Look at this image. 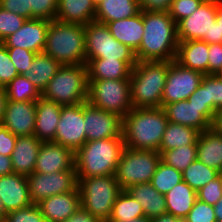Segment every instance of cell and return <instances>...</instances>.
<instances>
[{
  "instance_id": "cell-1",
  "label": "cell",
  "mask_w": 222,
  "mask_h": 222,
  "mask_svg": "<svg viewBox=\"0 0 222 222\" xmlns=\"http://www.w3.org/2000/svg\"><path fill=\"white\" fill-rule=\"evenodd\" d=\"M144 32L137 61H168L176 59L178 38L176 22L168 12L143 11Z\"/></svg>"
},
{
  "instance_id": "cell-2",
  "label": "cell",
  "mask_w": 222,
  "mask_h": 222,
  "mask_svg": "<svg viewBox=\"0 0 222 222\" xmlns=\"http://www.w3.org/2000/svg\"><path fill=\"white\" fill-rule=\"evenodd\" d=\"M168 119L161 108H132L122 118V137L130 149L158 151Z\"/></svg>"
},
{
  "instance_id": "cell-3",
  "label": "cell",
  "mask_w": 222,
  "mask_h": 222,
  "mask_svg": "<svg viewBox=\"0 0 222 222\" xmlns=\"http://www.w3.org/2000/svg\"><path fill=\"white\" fill-rule=\"evenodd\" d=\"M124 148L123 138L85 142L75 152L77 178L115 175Z\"/></svg>"
},
{
  "instance_id": "cell-4",
  "label": "cell",
  "mask_w": 222,
  "mask_h": 222,
  "mask_svg": "<svg viewBox=\"0 0 222 222\" xmlns=\"http://www.w3.org/2000/svg\"><path fill=\"white\" fill-rule=\"evenodd\" d=\"M43 53L61 65L86 64L85 26L50 20Z\"/></svg>"
},
{
  "instance_id": "cell-5",
  "label": "cell",
  "mask_w": 222,
  "mask_h": 222,
  "mask_svg": "<svg viewBox=\"0 0 222 222\" xmlns=\"http://www.w3.org/2000/svg\"><path fill=\"white\" fill-rule=\"evenodd\" d=\"M168 61H137L130 75L133 108H161Z\"/></svg>"
},
{
  "instance_id": "cell-6",
  "label": "cell",
  "mask_w": 222,
  "mask_h": 222,
  "mask_svg": "<svg viewBox=\"0 0 222 222\" xmlns=\"http://www.w3.org/2000/svg\"><path fill=\"white\" fill-rule=\"evenodd\" d=\"M41 97L62 106L86 102L88 97L86 64L62 65L41 92Z\"/></svg>"
},
{
  "instance_id": "cell-7",
  "label": "cell",
  "mask_w": 222,
  "mask_h": 222,
  "mask_svg": "<svg viewBox=\"0 0 222 222\" xmlns=\"http://www.w3.org/2000/svg\"><path fill=\"white\" fill-rule=\"evenodd\" d=\"M81 207L101 222H107L122 191L115 175L77 178Z\"/></svg>"
},
{
  "instance_id": "cell-8",
  "label": "cell",
  "mask_w": 222,
  "mask_h": 222,
  "mask_svg": "<svg viewBox=\"0 0 222 222\" xmlns=\"http://www.w3.org/2000/svg\"><path fill=\"white\" fill-rule=\"evenodd\" d=\"M160 161L158 151L125 147L115 173L121 189L125 190L135 184L150 183Z\"/></svg>"
},
{
  "instance_id": "cell-9",
  "label": "cell",
  "mask_w": 222,
  "mask_h": 222,
  "mask_svg": "<svg viewBox=\"0 0 222 222\" xmlns=\"http://www.w3.org/2000/svg\"><path fill=\"white\" fill-rule=\"evenodd\" d=\"M87 101L97 108L125 117L133 108L130 79L88 80Z\"/></svg>"
},
{
  "instance_id": "cell-10",
  "label": "cell",
  "mask_w": 222,
  "mask_h": 222,
  "mask_svg": "<svg viewBox=\"0 0 222 222\" xmlns=\"http://www.w3.org/2000/svg\"><path fill=\"white\" fill-rule=\"evenodd\" d=\"M85 42L86 63L96 58L137 61L135 52L116 40L106 24L92 21L85 25Z\"/></svg>"
},
{
  "instance_id": "cell-11",
  "label": "cell",
  "mask_w": 222,
  "mask_h": 222,
  "mask_svg": "<svg viewBox=\"0 0 222 222\" xmlns=\"http://www.w3.org/2000/svg\"><path fill=\"white\" fill-rule=\"evenodd\" d=\"M27 182L33 204H38L43 199L53 195L72 192L78 187L76 170L49 174L33 172L27 176Z\"/></svg>"
},
{
  "instance_id": "cell-12",
  "label": "cell",
  "mask_w": 222,
  "mask_h": 222,
  "mask_svg": "<svg viewBox=\"0 0 222 222\" xmlns=\"http://www.w3.org/2000/svg\"><path fill=\"white\" fill-rule=\"evenodd\" d=\"M204 74L184 67L176 60L168 62V74L162 93L161 107L186 100L198 88Z\"/></svg>"
},
{
  "instance_id": "cell-13",
  "label": "cell",
  "mask_w": 222,
  "mask_h": 222,
  "mask_svg": "<svg viewBox=\"0 0 222 222\" xmlns=\"http://www.w3.org/2000/svg\"><path fill=\"white\" fill-rule=\"evenodd\" d=\"M84 103L61 107L54 142L76 152L86 142Z\"/></svg>"
},
{
  "instance_id": "cell-14",
  "label": "cell",
  "mask_w": 222,
  "mask_h": 222,
  "mask_svg": "<svg viewBox=\"0 0 222 222\" xmlns=\"http://www.w3.org/2000/svg\"><path fill=\"white\" fill-rule=\"evenodd\" d=\"M86 142L122 137V117L84 102Z\"/></svg>"
},
{
  "instance_id": "cell-15",
  "label": "cell",
  "mask_w": 222,
  "mask_h": 222,
  "mask_svg": "<svg viewBox=\"0 0 222 222\" xmlns=\"http://www.w3.org/2000/svg\"><path fill=\"white\" fill-rule=\"evenodd\" d=\"M217 0H204L189 17L177 24L178 41L211 38L212 24L216 21Z\"/></svg>"
},
{
  "instance_id": "cell-16",
  "label": "cell",
  "mask_w": 222,
  "mask_h": 222,
  "mask_svg": "<svg viewBox=\"0 0 222 222\" xmlns=\"http://www.w3.org/2000/svg\"><path fill=\"white\" fill-rule=\"evenodd\" d=\"M165 110L168 121L192 127L200 133L211 128L214 112L209 107H196L187 99L166 104Z\"/></svg>"
},
{
  "instance_id": "cell-17",
  "label": "cell",
  "mask_w": 222,
  "mask_h": 222,
  "mask_svg": "<svg viewBox=\"0 0 222 222\" xmlns=\"http://www.w3.org/2000/svg\"><path fill=\"white\" fill-rule=\"evenodd\" d=\"M49 20L46 19H27L23 26L14 34L9 35L1 43L6 48H24L42 53L46 43Z\"/></svg>"
},
{
  "instance_id": "cell-18",
  "label": "cell",
  "mask_w": 222,
  "mask_h": 222,
  "mask_svg": "<svg viewBox=\"0 0 222 222\" xmlns=\"http://www.w3.org/2000/svg\"><path fill=\"white\" fill-rule=\"evenodd\" d=\"M67 170H76L75 152L53 141L42 142L34 172L49 174Z\"/></svg>"
},
{
  "instance_id": "cell-19",
  "label": "cell",
  "mask_w": 222,
  "mask_h": 222,
  "mask_svg": "<svg viewBox=\"0 0 222 222\" xmlns=\"http://www.w3.org/2000/svg\"><path fill=\"white\" fill-rule=\"evenodd\" d=\"M36 102L8 100L2 125L13 135L29 136L35 131Z\"/></svg>"
},
{
  "instance_id": "cell-20",
  "label": "cell",
  "mask_w": 222,
  "mask_h": 222,
  "mask_svg": "<svg viewBox=\"0 0 222 222\" xmlns=\"http://www.w3.org/2000/svg\"><path fill=\"white\" fill-rule=\"evenodd\" d=\"M0 198L7 212L31 204L27 176L12 173L0 176Z\"/></svg>"
},
{
  "instance_id": "cell-21",
  "label": "cell",
  "mask_w": 222,
  "mask_h": 222,
  "mask_svg": "<svg viewBox=\"0 0 222 222\" xmlns=\"http://www.w3.org/2000/svg\"><path fill=\"white\" fill-rule=\"evenodd\" d=\"M37 205L46 222H64L81 206L79 189L45 198Z\"/></svg>"
},
{
  "instance_id": "cell-22",
  "label": "cell",
  "mask_w": 222,
  "mask_h": 222,
  "mask_svg": "<svg viewBox=\"0 0 222 222\" xmlns=\"http://www.w3.org/2000/svg\"><path fill=\"white\" fill-rule=\"evenodd\" d=\"M62 105L40 97L36 101L34 134L42 142H54Z\"/></svg>"
},
{
  "instance_id": "cell-23",
  "label": "cell",
  "mask_w": 222,
  "mask_h": 222,
  "mask_svg": "<svg viewBox=\"0 0 222 222\" xmlns=\"http://www.w3.org/2000/svg\"><path fill=\"white\" fill-rule=\"evenodd\" d=\"M41 144L35 135L17 136L11 156L14 173L28 176L34 172Z\"/></svg>"
},
{
  "instance_id": "cell-24",
  "label": "cell",
  "mask_w": 222,
  "mask_h": 222,
  "mask_svg": "<svg viewBox=\"0 0 222 222\" xmlns=\"http://www.w3.org/2000/svg\"><path fill=\"white\" fill-rule=\"evenodd\" d=\"M137 61L117 59H90L87 63L88 80L130 79L131 71Z\"/></svg>"
},
{
  "instance_id": "cell-25",
  "label": "cell",
  "mask_w": 222,
  "mask_h": 222,
  "mask_svg": "<svg viewBox=\"0 0 222 222\" xmlns=\"http://www.w3.org/2000/svg\"><path fill=\"white\" fill-rule=\"evenodd\" d=\"M111 35L136 52L141 44L144 32L143 11L126 19L106 23Z\"/></svg>"
},
{
  "instance_id": "cell-26",
  "label": "cell",
  "mask_w": 222,
  "mask_h": 222,
  "mask_svg": "<svg viewBox=\"0 0 222 222\" xmlns=\"http://www.w3.org/2000/svg\"><path fill=\"white\" fill-rule=\"evenodd\" d=\"M95 14L96 4L93 0H58L55 19L85 26L94 21Z\"/></svg>"
},
{
  "instance_id": "cell-27",
  "label": "cell",
  "mask_w": 222,
  "mask_h": 222,
  "mask_svg": "<svg viewBox=\"0 0 222 222\" xmlns=\"http://www.w3.org/2000/svg\"><path fill=\"white\" fill-rule=\"evenodd\" d=\"M209 44L202 40L178 41L176 61L184 67L208 74Z\"/></svg>"
},
{
  "instance_id": "cell-28",
  "label": "cell",
  "mask_w": 222,
  "mask_h": 222,
  "mask_svg": "<svg viewBox=\"0 0 222 222\" xmlns=\"http://www.w3.org/2000/svg\"><path fill=\"white\" fill-rule=\"evenodd\" d=\"M197 159L222 173V133L216 132L212 128L199 133Z\"/></svg>"
},
{
  "instance_id": "cell-29",
  "label": "cell",
  "mask_w": 222,
  "mask_h": 222,
  "mask_svg": "<svg viewBox=\"0 0 222 222\" xmlns=\"http://www.w3.org/2000/svg\"><path fill=\"white\" fill-rule=\"evenodd\" d=\"M125 190L141 204L145 217L153 219L167 212L165 196L150 183L135 184Z\"/></svg>"
},
{
  "instance_id": "cell-30",
  "label": "cell",
  "mask_w": 222,
  "mask_h": 222,
  "mask_svg": "<svg viewBox=\"0 0 222 222\" xmlns=\"http://www.w3.org/2000/svg\"><path fill=\"white\" fill-rule=\"evenodd\" d=\"M141 12L138 0H101L96 5L94 21L106 24L131 18Z\"/></svg>"
},
{
  "instance_id": "cell-31",
  "label": "cell",
  "mask_w": 222,
  "mask_h": 222,
  "mask_svg": "<svg viewBox=\"0 0 222 222\" xmlns=\"http://www.w3.org/2000/svg\"><path fill=\"white\" fill-rule=\"evenodd\" d=\"M164 196L167 213L173 214L182 220L187 216L198 199L197 192L185 181H181L175 185Z\"/></svg>"
},
{
  "instance_id": "cell-32",
  "label": "cell",
  "mask_w": 222,
  "mask_h": 222,
  "mask_svg": "<svg viewBox=\"0 0 222 222\" xmlns=\"http://www.w3.org/2000/svg\"><path fill=\"white\" fill-rule=\"evenodd\" d=\"M61 66L54 58L42 52L35 56L24 76L42 92Z\"/></svg>"
},
{
  "instance_id": "cell-33",
  "label": "cell",
  "mask_w": 222,
  "mask_h": 222,
  "mask_svg": "<svg viewBox=\"0 0 222 222\" xmlns=\"http://www.w3.org/2000/svg\"><path fill=\"white\" fill-rule=\"evenodd\" d=\"M199 133L192 127L168 121L158 152L161 154L184 145L197 144Z\"/></svg>"
},
{
  "instance_id": "cell-34",
  "label": "cell",
  "mask_w": 222,
  "mask_h": 222,
  "mask_svg": "<svg viewBox=\"0 0 222 222\" xmlns=\"http://www.w3.org/2000/svg\"><path fill=\"white\" fill-rule=\"evenodd\" d=\"M144 216L141 204L126 190H122L117 196L107 222H123Z\"/></svg>"
},
{
  "instance_id": "cell-35",
  "label": "cell",
  "mask_w": 222,
  "mask_h": 222,
  "mask_svg": "<svg viewBox=\"0 0 222 222\" xmlns=\"http://www.w3.org/2000/svg\"><path fill=\"white\" fill-rule=\"evenodd\" d=\"M6 96L11 101L36 102L41 97L40 90L24 75H18L5 86Z\"/></svg>"
},
{
  "instance_id": "cell-36",
  "label": "cell",
  "mask_w": 222,
  "mask_h": 222,
  "mask_svg": "<svg viewBox=\"0 0 222 222\" xmlns=\"http://www.w3.org/2000/svg\"><path fill=\"white\" fill-rule=\"evenodd\" d=\"M221 173L208 167L198 159L192 162L183 172L182 177L196 192L205 186L209 181L218 177Z\"/></svg>"
},
{
  "instance_id": "cell-37",
  "label": "cell",
  "mask_w": 222,
  "mask_h": 222,
  "mask_svg": "<svg viewBox=\"0 0 222 222\" xmlns=\"http://www.w3.org/2000/svg\"><path fill=\"white\" fill-rule=\"evenodd\" d=\"M160 156L162 162L183 172L197 159V144L184 145L182 147L164 151Z\"/></svg>"
},
{
  "instance_id": "cell-38",
  "label": "cell",
  "mask_w": 222,
  "mask_h": 222,
  "mask_svg": "<svg viewBox=\"0 0 222 222\" xmlns=\"http://www.w3.org/2000/svg\"><path fill=\"white\" fill-rule=\"evenodd\" d=\"M183 181L182 172L160 161L150 184L162 195Z\"/></svg>"
},
{
  "instance_id": "cell-39",
  "label": "cell",
  "mask_w": 222,
  "mask_h": 222,
  "mask_svg": "<svg viewBox=\"0 0 222 222\" xmlns=\"http://www.w3.org/2000/svg\"><path fill=\"white\" fill-rule=\"evenodd\" d=\"M206 105L215 113L222 107V77L218 74L205 75Z\"/></svg>"
},
{
  "instance_id": "cell-40",
  "label": "cell",
  "mask_w": 222,
  "mask_h": 222,
  "mask_svg": "<svg viewBox=\"0 0 222 222\" xmlns=\"http://www.w3.org/2000/svg\"><path fill=\"white\" fill-rule=\"evenodd\" d=\"M27 18L0 7V42L19 30Z\"/></svg>"
},
{
  "instance_id": "cell-41",
  "label": "cell",
  "mask_w": 222,
  "mask_h": 222,
  "mask_svg": "<svg viewBox=\"0 0 222 222\" xmlns=\"http://www.w3.org/2000/svg\"><path fill=\"white\" fill-rule=\"evenodd\" d=\"M3 222H46L39 206L31 204L6 214Z\"/></svg>"
},
{
  "instance_id": "cell-42",
  "label": "cell",
  "mask_w": 222,
  "mask_h": 222,
  "mask_svg": "<svg viewBox=\"0 0 222 222\" xmlns=\"http://www.w3.org/2000/svg\"><path fill=\"white\" fill-rule=\"evenodd\" d=\"M7 50L19 75H24L30 69L31 63L37 55L35 52L20 47L7 48Z\"/></svg>"
},
{
  "instance_id": "cell-43",
  "label": "cell",
  "mask_w": 222,
  "mask_h": 222,
  "mask_svg": "<svg viewBox=\"0 0 222 222\" xmlns=\"http://www.w3.org/2000/svg\"><path fill=\"white\" fill-rule=\"evenodd\" d=\"M200 201L215 205L222 198V173L197 191Z\"/></svg>"
},
{
  "instance_id": "cell-44",
  "label": "cell",
  "mask_w": 222,
  "mask_h": 222,
  "mask_svg": "<svg viewBox=\"0 0 222 222\" xmlns=\"http://www.w3.org/2000/svg\"><path fill=\"white\" fill-rule=\"evenodd\" d=\"M183 222H217L213 205L197 199Z\"/></svg>"
},
{
  "instance_id": "cell-45",
  "label": "cell",
  "mask_w": 222,
  "mask_h": 222,
  "mask_svg": "<svg viewBox=\"0 0 222 222\" xmlns=\"http://www.w3.org/2000/svg\"><path fill=\"white\" fill-rule=\"evenodd\" d=\"M204 0H173L168 10V14L173 18L176 24L189 17Z\"/></svg>"
},
{
  "instance_id": "cell-46",
  "label": "cell",
  "mask_w": 222,
  "mask_h": 222,
  "mask_svg": "<svg viewBox=\"0 0 222 222\" xmlns=\"http://www.w3.org/2000/svg\"><path fill=\"white\" fill-rule=\"evenodd\" d=\"M58 0H30L31 19L54 20Z\"/></svg>"
},
{
  "instance_id": "cell-47",
  "label": "cell",
  "mask_w": 222,
  "mask_h": 222,
  "mask_svg": "<svg viewBox=\"0 0 222 222\" xmlns=\"http://www.w3.org/2000/svg\"><path fill=\"white\" fill-rule=\"evenodd\" d=\"M18 75L7 48L0 42V86L5 87Z\"/></svg>"
},
{
  "instance_id": "cell-48",
  "label": "cell",
  "mask_w": 222,
  "mask_h": 222,
  "mask_svg": "<svg viewBox=\"0 0 222 222\" xmlns=\"http://www.w3.org/2000/svg\"><path fill=\"white\" fill-rule=\"evenodd\" d=\"M0 7L27 19H31L30 0H0Z\"/></svg>"
},
{
  "instance_id": "cell-49",
  "label": "cell",
  "mask_w": 222,
  "mask_h": 222,
  "mask_svg": "<svg viewBox=\"0 0 222 222\" xmlns=\"http://www.w3.org/2000/svg\"><path fill=\"white\" fill-rule=\"evenodd\" d=\"M222 69V43L209 44L208 74H218Z\"/></svg>"
},
{
  "instance_id": "cell-50",
  "label": "cell",
  "mask_w": 222,
  "mask_h": 222,
  "mask_svg": "<svg viewBox=\"0 0 222 222\" xmlns=\"http://www.w3.org/2000/svg\"><path fill=\"white\" fill-rule=\"evenodd\" d=\"M17 136L13 135L6 127L0 124V154L12 156Z\"/></svg>"
},
{
  "instance_id": "cell-51",
  "label": "cell",
  "mask_w": 222,
  "mask_h": 222,
  "mask_svg": "<svg viewBox=\"0 0 222 222\" xmlns=\"http://www.w3.org/2000/svg\"><path fill=\"white\" fill-rule=\"evenodd\" d=\"M173 0H138L141 11L168 12Z\"/></svg>"
},
{
  "instance_id": "cell-52",
  "label": "cell",
  "mask_w": 222,
  "mask_h": 222,
  "mask_svg": "<svg viewBox=\"0 0 222 222\" xmlns=\"http://www.w3.org/2000/svg\"><path fill=\"white\" fill-rule=\"evenodd\" d=\"M187 100L194 104L196 107H208L206 105L205 96V75L203 76L198 88L189 96Z\"/></svg>"
},
{
  "instance_id": "cell-53",
  "label": "cell",
  "mask_w": 222,
  "mask_h": 222,
  "mask_svg": "<svg viewBox=\"0 0 222 222\" xmlns=\"http://www.w3.org/2000/svg\"><path fill=\"white\" fill-rule=\"evenodd\" d=\"M64 222H101V221L80 206V208H78V210L72 216L66 219Z\"/></svg>"
},
{
  "instance_id": "cell-54",
  "label": "cell",
  "mask_w": 222,
  "mask_h": 222,
  "mask_svg": "<svg viewBox=\"0 0 222 222\" xmlns=\"http://www.w3.org/2000/svg\"><path fill=\"white\" fill-rule=\"evenodd\" d=\"M202 41L208 44L222 43L220 25L216 21L212 24L211 38H203Z\"/></svg>"
},
{
  "instance_id": "cell-55",
  "label": "cell",
  "mask_w": 222,
  "mask_h": 222,
  "mask_svg": "<svg viewBox=\"0 0 222 222\" xmlns=\"http://www.w3.org/2000/svg\"><path fill=\"white\" fill-rule=\"evenodd\" d=\"M14 173L11 157L0 154V176Z\"/></svg>"
},
{
  "instance_id": "cell-56",
  "label": "cell",
  "mask_w": 222,
  "mask_h": 222,
  "mask_svg": "<svg viewBox=\"0 0 222 222\" xmlns=\"http://www.w3.org/2000/svg\"><path fill=\"white\" fill-rule=\"evenodd\" d=\"M211 128L216 132L222 133V107L215 111Z\"/></svg>"
},
{
  "instance_id": "cell-57",
  "label": "cell",
  "mask_w": 222,
  "mask_h": 222,
  "mask_svg": "<svg viewBox=\"0 0 222 222\" xmlns=\"http://www.w3.org/2000/svg\"><path fill=\"white\" fill-rule=\"evenodd\" d=\"M7 102H8V99L6 96L5 87L0 86V124L2 123L3 118H4Z\"/></svg>"
},
{
  "instance_id": "cell-58",
  "label": "cell",
  "mask_w": 222,
  "mask_h": 222,
  "mask_svg": "<svg viewBox=\"0 0 222 222\" xmlns=\"http://www.w3.org/2000/svg\"><path fill=\"white\" fill-rule=\"evenodd\" d=\"M151 222H183V220L174 216L173 214L166 212L158 217L151 219Z\"/></svg>"
},
{
  "instance_id": "cell-59",
  "label": "cell",
  "mask_w": 222,
  "mask_h": 222,
  "mask_svg": "<svg viewBox=\"0 0 222 222\" xmlns=\"http://www.w3.org/2000/svg\"><path fill=\"white\" fill-rule=\"evenodd\" d=\"M217 222H222V198L213 206Z\"/></svg>"
},
{
  "instance_id": "cell-60",
  "label": "cell",
  "mask_w": 222,
  "mask_h": 222,
  "mask_svg": "<svg viewBox=\"0 0 222 222\" xmlns=\"http://www.w3.org/2000/svg\"><path fill=\"white\" fill-rule=\"evenodd\" d=\"M216 22L220 25L222 37V1H217Z\"/></svg>"
},
{
  "instance_id": "cell-61",
  "label": "cell",
  "mask_w": 222,
  "mask_h": 222,
  "mask_svg": "<svg viewBox=\"0 0 222 222\" xmlns=\"http://www.w3.org/2000/svg\"><path fill=\"white\" fill-rule=\"evenodd\" d=\"M123 222H151V219L150 218H147V217H139V218H134L132 220H125Z\"/></svg>"
},
{
  "instance_id": "cell-62",
  "label": "cell",
  "mask_w": 222,
  "mask_h": 222,
  "mask_svg": "<svg viewBox=\"0 0 222 222\" xmlns=\"http://www.w3.org/2000/svg\"><path fill=\"white\" fill-rule=\"evenodd\" d=\"M7 213L8 212L5 210L3 202L1 201V198H0V216L4 219Z\"/></svg>"
},
{
  "instance_id": "cell-63",
  "label": "cell",
  "mask_w": 222,
  "mask_h": 222,
  "mask_svg": "<svg viewBox=\"0 0 222 222\" xmlns=\"http://www.w3.org/2000/svg\"><path fill=\"white\" fill-rule=\"evenodd\" d=\"M93 1L97 5L101 0H93Z\"/></svg>"
},
{
  "instance_id": "cell-64",
  "label": "cell",
  "mask_w": 222,
  "mask_h": 222,
  "mask_svg": "<svg viewBox=\"0 0 222 222\" xmlns=\"http://www.w3.org/2000/svg\"><path fill=\"white\" fill-rule=\"evenodd\" d=\"M218 75H219L220 77H222V69L220 70V72L218 73Z\"/></svg>"
},
{
  "instance_id": "cell-65",
  "label": "cell",
  "mask_w": 222,
  "mask_h": 222,
  "mask_svg": "<svg viewBox=\"0 0 222 222\" xmlns=\"http://www.w3.org/2000/svg\"><path fill=\"white\" fill-rule=\"evenodd\" d=\"M3 220H4V219L0 216V222H3Z\"/></svg>"
}]
</instances>
